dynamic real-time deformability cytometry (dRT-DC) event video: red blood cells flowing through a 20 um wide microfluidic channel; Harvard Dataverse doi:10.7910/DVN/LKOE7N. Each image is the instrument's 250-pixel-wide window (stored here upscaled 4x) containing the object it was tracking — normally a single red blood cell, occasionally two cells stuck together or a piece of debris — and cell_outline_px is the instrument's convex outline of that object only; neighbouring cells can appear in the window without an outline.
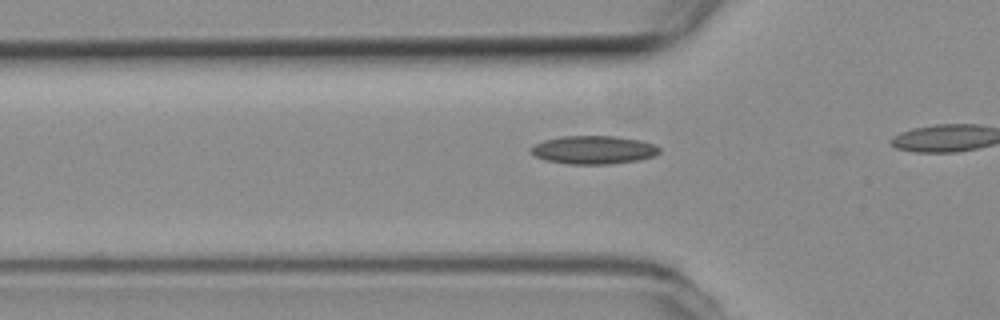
{"species": "common noctule bat (a hibernating species)", "species_latin": "Nyctalus noctula", "temperature_condition": "room temperature", "stored_images_in_passage": 8, "camera_frame_rate_fps": 3000, "um_per_image_px": 0.085, "animal": {"sex": "female", "body_mass_g": 19.3, "forearm_length_mm": 54.1}, "frame": {"image": 1, "passage_image": 2, "time_ms": 0.333, "image_size_px": [1000, 320], "cell_outline_px": [[660, 152], [652, 156], [640, 160], [608, 164], [568, 164], [544, 160], [536, 156], [528, 148], [544, 140], [560, 136], [616, 136], [640, 140], [656, 144], [660, 148]], "centroid_in_image_um": [50.46, 12.73], "position_along_channel_um": 75.3, "area_um2": 21.27}}
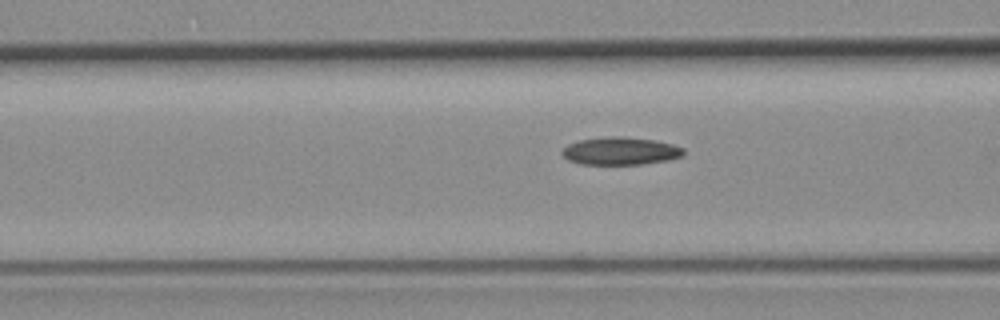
{"frame": {"image": 2, "passage_image": 5, "time_ms": 1.333, "image_size_px": [1000, 320], "cell_outline_px": [[684, 156], [668, 160], [640, 164], [580, 164], [568, 160], [560, 152], [568, 144], [580, 140], [608, 136], [620, 136], [656, 140], [672, 144], [684, 148]], "centroid_in_image_um": [52.75, 12.83], "position_along_channel_um": 113.9, "area_um2": 19.65}}